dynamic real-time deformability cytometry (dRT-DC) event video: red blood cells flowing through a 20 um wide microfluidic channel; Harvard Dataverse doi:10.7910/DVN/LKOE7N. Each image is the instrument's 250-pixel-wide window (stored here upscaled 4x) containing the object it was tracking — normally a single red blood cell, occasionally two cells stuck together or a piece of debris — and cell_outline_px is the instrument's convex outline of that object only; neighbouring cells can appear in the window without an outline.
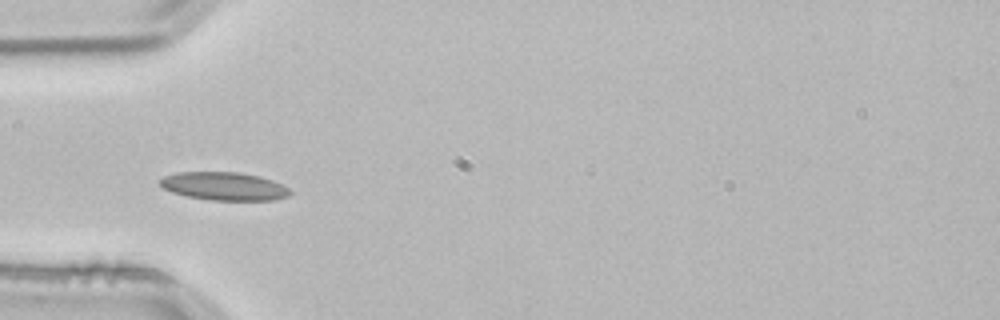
{"species": "common noctule bat (a hibernating species)", "species_latin": "Nyctalus noctula", "temperature_condition": "room temperature", "stored_images_in_passage": 11, "camera_frame_rate_fps": 3000, "um_per_image_px": 0.085, "animal": {"sex": "male", "body_mass_g": 21.5, "forearm_length_mm": 52.0}, "frame": {"image": 1, "passage_image": 4, "time_ms": 1.0, "image_size_px": [1000, 320], "cell_outline_px": [[292, 192], [288, 196], [272, 200], [208, 200], [188, 196], [172, 192], [164, 188], [160, 184], [160, 180], [164, 176], [180, 172], [240, 172], [260, 176], [272, 180], [288, 188]], "centroid_in_image_um": [19.06, 15.82], "position_along_channel_um": 65.9, "area_um2": 21.21}}